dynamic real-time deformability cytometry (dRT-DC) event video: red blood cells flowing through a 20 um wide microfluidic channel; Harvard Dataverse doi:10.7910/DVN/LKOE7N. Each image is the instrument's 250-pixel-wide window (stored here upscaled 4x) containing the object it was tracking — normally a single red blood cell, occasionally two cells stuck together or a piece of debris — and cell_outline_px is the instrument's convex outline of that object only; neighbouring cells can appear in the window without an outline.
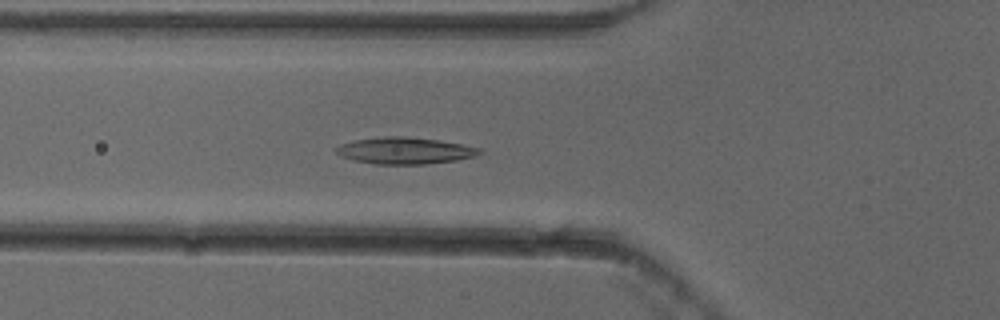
{"species": "common noctule bat (a hibernating species)", "species_latin": "Nyctalus noctula", "temperature_condition": "cold", "stored_images_in_passage": 42, "camera_frame_rate_fps": 3000, "um_per_image_px": 0.085, "animal": {"sex": "female"}, "frame": {"image": 1, "passage_image": 8, "time_ms": 2.333, "image_size_px": [1000, 320], "cell_outline_px": [[484, 152], [476, 156], [456, 160], [424, 164], [376, 164], [356, 160], [340, 156], [332, 148], [340, 144], [356, 140], [384, 136], [404, 136], [436, 140], [460, 144], [480, 148]], "centroid_in_image_um": [34.39, 12.8], "position_along_channel_um": 91.4, "area_um2": 22.14}}
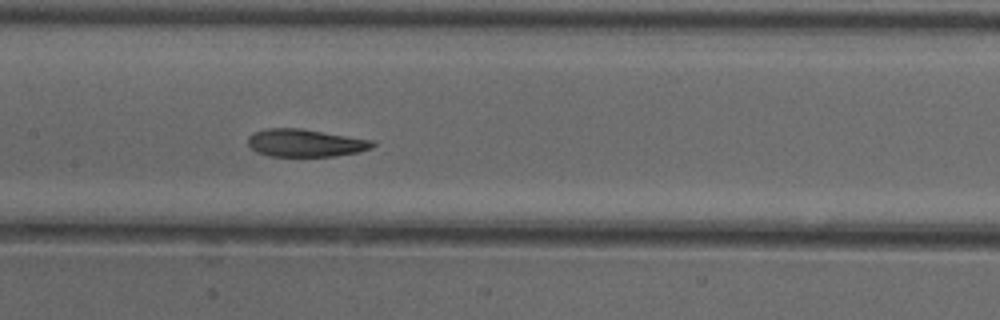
{"frame": {"image": 2, "passage_image": 15, "time_ms": 4.667, "image_size_px": [1000, 320], "cell_outline_px": [[376, 144], [372, 148], [356, 152], [332, 156], [268, 156], [256, 152], [248, 144], [248, 136], [264, 128], [300, 128], [376, 140]], "centroid_in_image_um": [25.97, 12.14], "position_along_channel_um": 181.4, "area_um2": 20.17}}
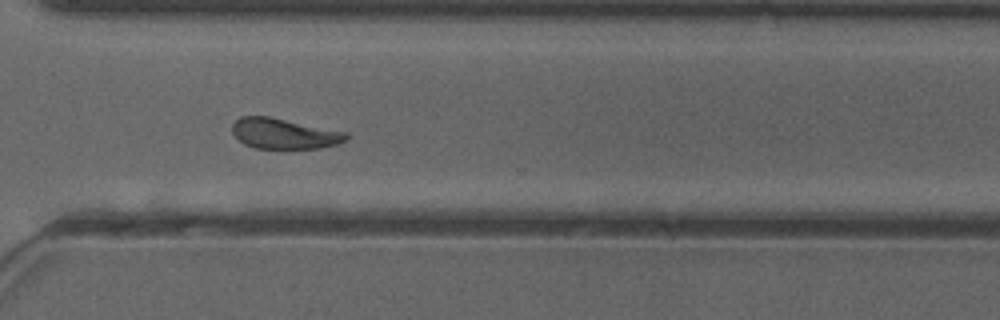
{"frame": {"image": 3, "passage_image": 28, "time_ms": 9.0, "image_size_px": [1000, 320], "cell_outline_px": [[348, 140], [336, 144], [320, 148], [256, 148], [244, 144], [232, 132], [232, 124], [240, 116], [268, 116], [348, 132]], "centroid_in_image_um": [24.16, 11.35], "position_along_channel_um": 346.4, "area_um2": 20.17}, "authors_computed_cell_mechanics": {"area_um2": 20.7791, "velocity_mm_per_s": 3.8226, "shape_relaxation_time_tau1_ms": 5.7951, "shape_relaxation_time_tau2_ms": 2.347, "deformation_change_tau1": 0.1789, "deformation_change_tau2": 0.1002}}